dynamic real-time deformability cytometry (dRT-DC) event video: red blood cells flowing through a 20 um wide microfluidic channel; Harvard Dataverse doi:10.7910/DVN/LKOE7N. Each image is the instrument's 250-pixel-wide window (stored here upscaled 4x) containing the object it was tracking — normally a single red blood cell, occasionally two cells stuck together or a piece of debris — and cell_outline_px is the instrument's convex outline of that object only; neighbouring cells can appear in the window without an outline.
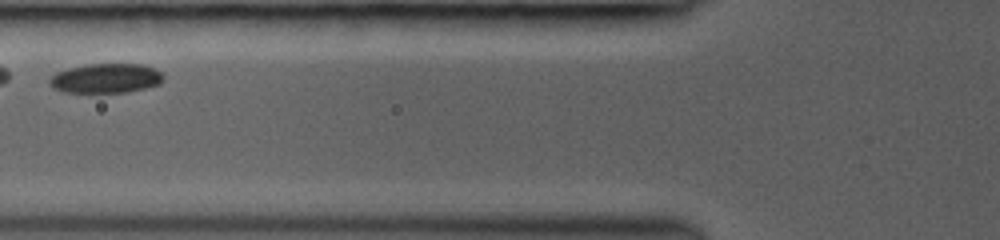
{"species": "common noctule bat (a hibernating species)", "species_latin": "Nyctalus noctula", "temperature_condition": "room temperature", "stored_images_in_passage": 8, "camera_frame_rate_fps": 3000, "um_per_image_px": 0.085, "animal": {"sex": "female", "body_mass_g": 19.0, "forearm_length_mm": 53.3}, "frame": {"image": 1, "passage_image": 4, "time_ms": 1.333, "image_size_px": [1000, 240], "cell_outline_px": [[164, 80], [160, 84], [128, 92], [64, 92], [52, 88], [48, 84], [48, 80], [56, 72], [68, 68], [84, 64], [144, 64], [156, 68], [164, 76]], "centroid_in_image_um": [9.0, 6.65], "position_along_channel_um": 116.8, "area_um2": 19.83}}
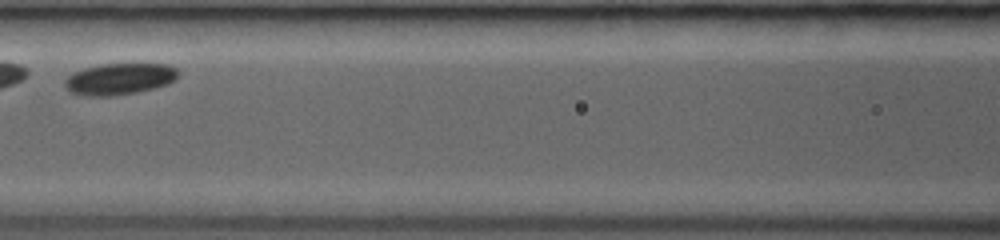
{"frame": {"image": 2, "passage_image": 6, "time_ms": 2.333, "image_size_px": [1000, 240], "cell_outline_px": [[180, 72], [176, 80], [168, 84], [156, 88], [136, 92], [112, 96], [84, 96], [72, 92], [64, 88], [64, 80], [72, 72], [84, 68], [100, 64], [132, 60], [168, 64], [176, 68]], "centroid_in_image_um": [10.21, 6.65], "position_along_channel_um": 156.4, "area_um2": 22.08}}